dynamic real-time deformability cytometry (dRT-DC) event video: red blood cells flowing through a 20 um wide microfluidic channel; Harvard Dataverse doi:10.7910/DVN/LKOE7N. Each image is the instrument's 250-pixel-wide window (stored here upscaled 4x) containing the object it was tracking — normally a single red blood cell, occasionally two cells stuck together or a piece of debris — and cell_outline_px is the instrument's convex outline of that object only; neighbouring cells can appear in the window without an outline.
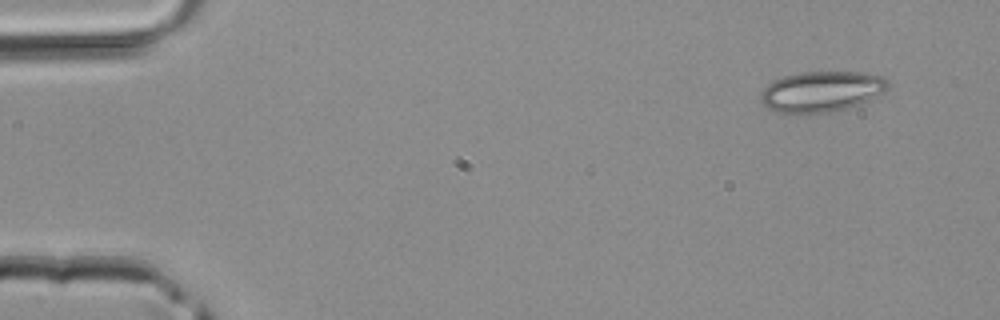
{"species": "common noctule bat (a hibernating species)", "species_latin": "Nyctalus noctula", "temperature_condition": "room temperature", "stored_images_in_passage": 3, "camera_frame_rate_fps": 3000, "um_per_image_px": 0.085, "animal": {"sex": "male", "body_mass_g": 20.4}, "frame": {"image": 1, "passage_image": 1, "time_ms": 0.0, "image_size_px": [1000, 320], "cell_outline_px": [[888, 88], [884, 92], [860, 104], [828, 112], [776, 112], [768, 108], [760, 100], [760, 92], [768, 84], [784, 76], [800, 72], [864, 72], [884, 76], [888, 80]], "centroid_in_image_um": [69.85, 7.75], "position_along_channel_um": 15.1, "area_um2": 29.88}}